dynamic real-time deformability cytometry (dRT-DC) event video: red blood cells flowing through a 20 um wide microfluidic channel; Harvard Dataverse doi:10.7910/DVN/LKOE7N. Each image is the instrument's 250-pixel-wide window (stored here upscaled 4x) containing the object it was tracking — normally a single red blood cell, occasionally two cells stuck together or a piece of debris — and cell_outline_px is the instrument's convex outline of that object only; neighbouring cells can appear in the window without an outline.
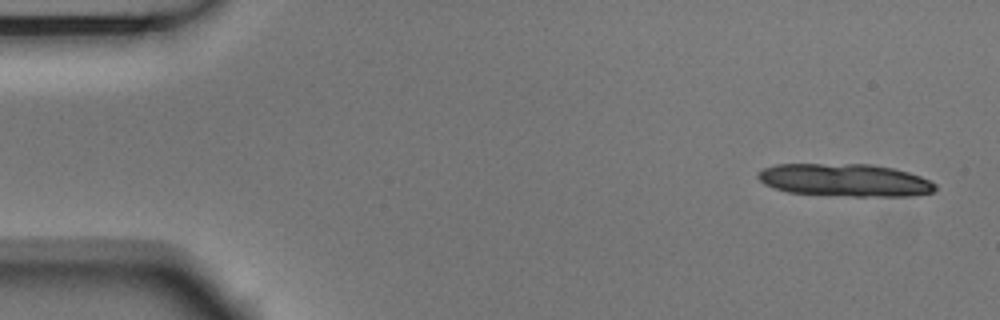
{"species": "Egyptian fruit bat (a non-hibernating species)", "species_latin": "Rousettus aegyptiacus", "temperature_condition": "room temperature", "stored_images_in_passage": 5, "camera_frame_rate_fps": 3000, "um_per_image_px": 0.085, "animal": {"sex": "male"}, "frame": {"image": 1, "passage_image": 1, "time_ms": 0.0, "image_size_px": [1000, 320], "cell_outline_px": [[936, 188], [932, 192], [912, 196], [852, 196], [788, 192], [764, 184], [756, 176], [764, 168], [776, 164], [872, 164], [892, 168], [908, 172], [920, 176], [936, 184]], "centroid_in_image_um": [71.83, 15.3], "position_along_channel_um": 13.2, "area_um2": 33.58}}